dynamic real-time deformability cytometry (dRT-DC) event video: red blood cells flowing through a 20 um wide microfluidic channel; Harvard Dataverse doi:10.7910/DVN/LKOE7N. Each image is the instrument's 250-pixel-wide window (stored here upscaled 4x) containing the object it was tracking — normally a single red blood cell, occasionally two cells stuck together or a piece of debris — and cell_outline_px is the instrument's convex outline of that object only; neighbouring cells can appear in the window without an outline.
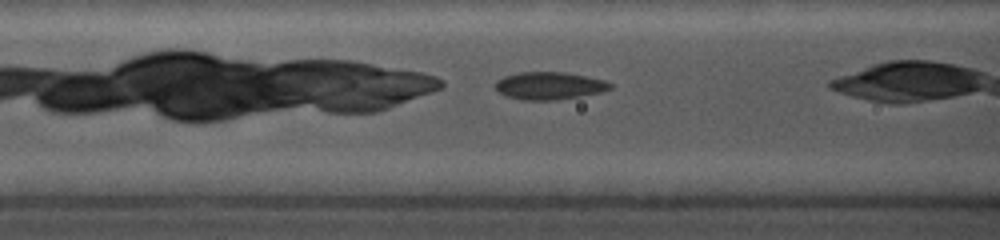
{"species": "common noctule bat (a hibernating species)", "species_latin": "Nyctalus noctula", "temperature_condition": "cold", "stored_images_in_passage": 20, "camera_frame_rate_fps": 5000, "um_per_image_px": 0.085, "animal": {"sex": "female", "body_mass_g": 19.0, "forearm_length_mm": 56.7}, "frame": {"image": 1, "passage_image": 4, "time_ms": 1.2, "image_size_px": [1000, 240], "cell_outline_px": [[612, 88], [600, 92], [580, 96], [556, 100], [520, 100], [508, 96], [500, 92], [496, 88], [496, 80], [504, 76], [520, 72], [564, 72], [604, 80], [612, 84]], "centroid_in_image_um": [46.68, 7.29], "position_along_channel_um": 119.9, "area_um2": 18.26}}
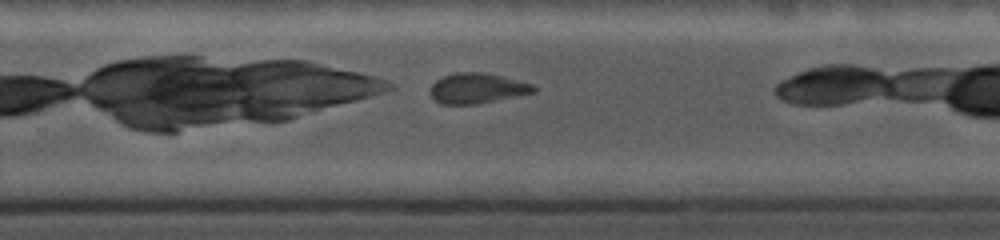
{"frame": {"image": 2, "passage_image": 15, "time_ms": 5.8, "image_size_px": [1000, 240], "cell_outline_px": [[536, 92], [476, 104], [440, 104], [428, 92], [432, 84], [436, 80], [444, 76], [456, 72], [480, 72], [500, 76], [532, 84], [536, 88]], "centroid_in_image_um": [40.52, 7.51], "position_along_channel_um": 289.3, "area_um2": 18.03}}
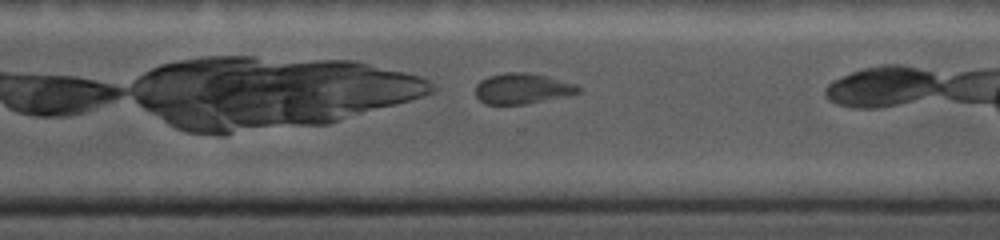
{"frame": {"image": 3, "passage_image": 17, "time_ms": 6.8, "image_size_px": [1000, 240], "cell_outline_px": [[584, 88], [580, 92], [564, 96], [524, 104], [484, 104], [476, 96], [476, 84], [480, 80], [488, 76], [504, 72], [524, 72], [548, 76], [576, 84]], "centroid_in_image_um": [44.39, 7.51], "position_along_channel_um": 326.2, "area_um2": 18.38}}